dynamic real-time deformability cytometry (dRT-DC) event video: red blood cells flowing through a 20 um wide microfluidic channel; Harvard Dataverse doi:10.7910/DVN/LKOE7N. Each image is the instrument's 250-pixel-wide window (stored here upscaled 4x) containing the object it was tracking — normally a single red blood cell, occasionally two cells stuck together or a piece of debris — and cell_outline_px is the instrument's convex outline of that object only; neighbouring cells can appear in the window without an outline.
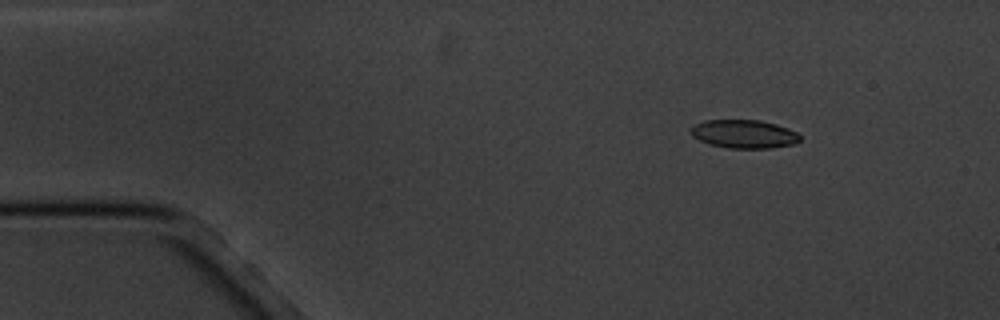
{"species": "common noctule bat (a hibernating species)", "species_latin": "Nyctalus noctula", "temperature_condition": "cold", "stored_images_in_passage": 11, "camera_frame_rate_fps": 3000, "um_per_image_px": 0.085, "animal": {"sex": "male", "body_mass_g": 20.1, "forearm_length_mm": 53.5}, "frame": {"image": 1, "passage_image": 2, "time_ms": 1.0, "image_size_px": [1000, 320], "cell_outline_px": [[800, 140], [792, 144], [772, 148], [728, 148], [712, 144], [700, 140], [692, 136], [692, 128], [696, 124], [704, 120], [760, 120], [776, 124], [788, 128], [796, 132], [800, 136]], "centroid_in_image_um": [63.27, 11.38], "position_along_channel_um": 21.7, "area_um2": 17.86}}
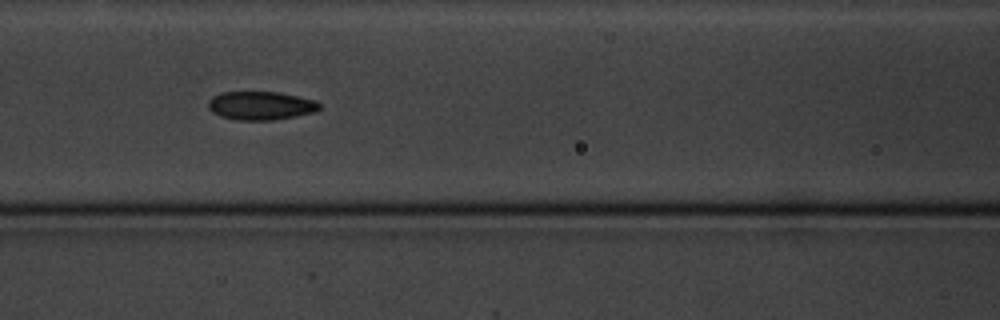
{"frame": {"image": 2, "passage_image": 7, "time_ms": 6.667, "image_size_px": [1000, 320], "cell_outline_px": [[320, 108], [316, 112], [296, 116], [272, 120], [236, 120], [220, 116], [212, 112], [208, 108], [208, 100], [212, 96], [220, 92], [276, 92], [316, 100], [320, 104]], "centroid_in_image_um": [22.14, 8.98], "position_along_channel_um": 144.5, "area_um2": 18.55}}
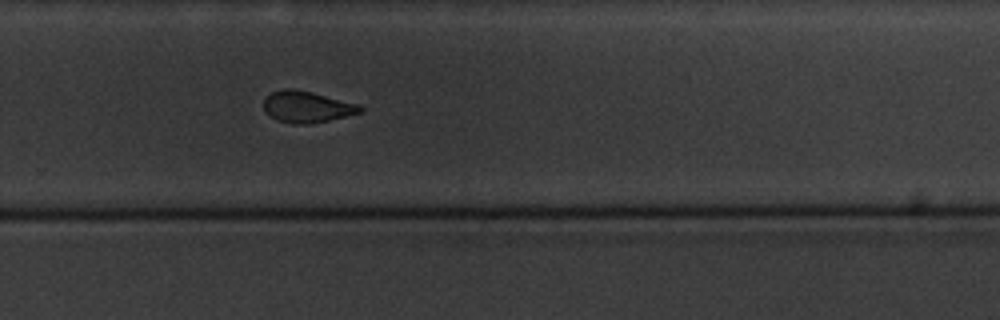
{"frame": {"image": 3, "passage_image": 11, "time_ms": 11.333, "image_size_px": [1000, 320], "cell_outline_px": [[364, 112], [328, 120], [308, 124], [296, 124], [276, 120], [264, 112], [264, 96], [272, 92], [284, 88], [292, 88], [312, 92], [360, 104], [364, 108]], "centroid_in_image_um": [26.08, 9.07], "position_along_channel_um": 303.7, "area_um2": 17.86}}